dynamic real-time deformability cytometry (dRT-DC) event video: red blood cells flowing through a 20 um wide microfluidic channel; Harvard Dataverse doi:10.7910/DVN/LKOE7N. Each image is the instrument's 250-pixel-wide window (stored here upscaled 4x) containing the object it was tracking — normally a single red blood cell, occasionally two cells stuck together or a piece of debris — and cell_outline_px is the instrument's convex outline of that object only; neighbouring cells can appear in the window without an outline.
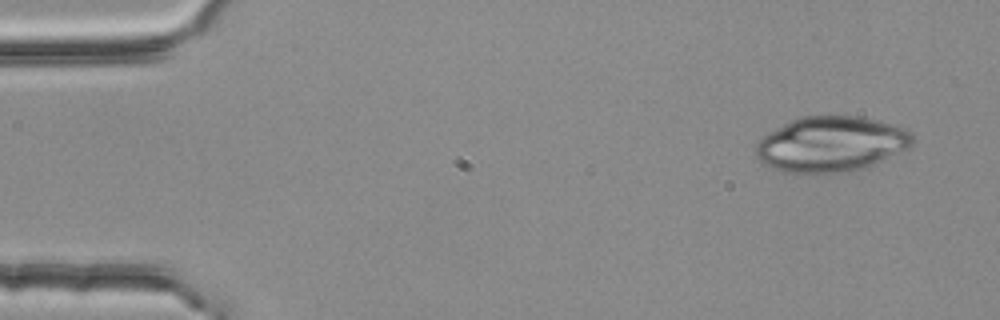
{"species": "common noctule bat (a hibernating species)", "species_latin": "Nyctalus noctula", "temperature_condition": "room temperature", "stored_images_in_passage": 3, "camera_frame_rate_fps": 3000, "um_per_image_px": 0.085, "animal": {"sex": "female", "body_mass_g": 25.1}, "frame": {"image": 1, "passage_image": 1, "time_ms": 0.0, "image_size_px": [1000, 320], "cell_outline_px": [[916, 140], [908, 148], [876, 164], [864, 168], [848, 172], [780, 172], [764, 164], [756, 156], [756, 144], [768, 132], [800, 116], [860, 116], [908, 128], [912, 132]], "centroid_in_image_um": [70.69, 12.24], "position_along_channel_um": 14.3, "area_um2": 50.69}}